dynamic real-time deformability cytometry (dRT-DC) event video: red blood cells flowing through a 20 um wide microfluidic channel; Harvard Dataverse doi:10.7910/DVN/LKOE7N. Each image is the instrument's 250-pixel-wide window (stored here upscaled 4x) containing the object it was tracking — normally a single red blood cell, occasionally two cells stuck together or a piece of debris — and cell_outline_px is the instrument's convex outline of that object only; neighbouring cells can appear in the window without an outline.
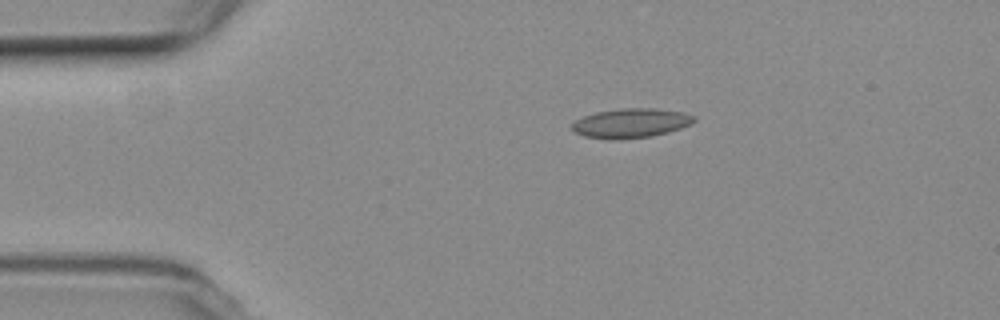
{"species": "common noctule bat (a hibernating species)", "species_latin": "Nyctalus noctula", "temperature_condition": "room temperature", "stored_images_in_passage": 47, "camera_frame_rate_fps": 3000, "um_per_image_px": 0.085, "animal": {"sex": "female", "body_mass_g": 19.3, "forearm_length_mm": 54.1}, "frame": {"image": 1, "passage_image": 1, "time_ms": 0.0, "image_size_px": [1000, 320], "cell_outline_px": [[696, 120], [680, 128], [668, 132], [648, 136], [612, 140], [584, 136], [576, 132], [572, 128], [572, 120], [596, 112], [624, 108], [656, 108], [680, 112], [696, 116]], "centroid_in_image_um": [53.59, 10.46], "position_along_channel_um": 31.4, "area_um2": 20.69}}
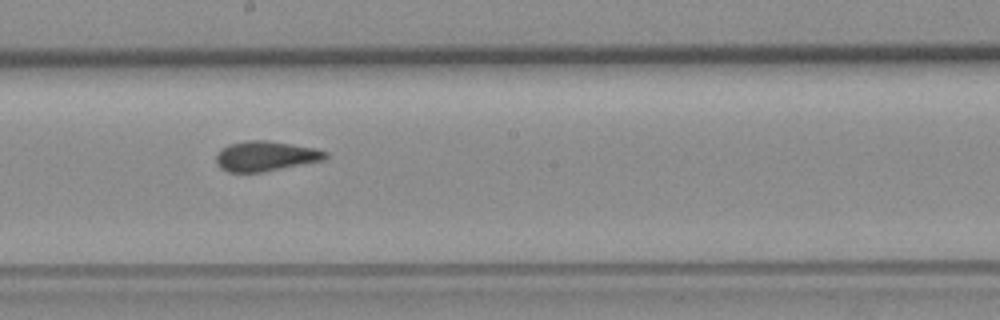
{"frame": {"image": 2, "passage_image": 21, "time_ms": 6.667, "image_size_px": [1000, 320], "cell_outline_px": [[328, 156], [324, 160], [264, 172], [228, 172], [220, 168], [216, 164], [216, 152], [220, 148], [228, 144], [244, 140], [268, 140], [312, 148], [328, 152]], "centroid_in_image_um": [22.52, 13.27], "position_along_channel_um": 225.7, "area_um2": 19.31}}
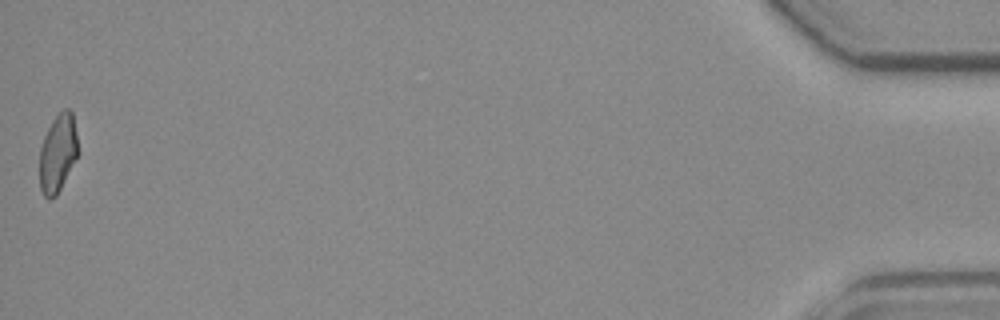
{"frame": {"image": 3, "passage_image": 47, "time_ms": 15.333, "image_size_px": [1000, 320], "cell_outline_px": [[80, 152], [56, 196], [52, 200], [48, 200], [44, 196], [40, 188], [40, 148], [44, 136], [52, 120], [64, 108], [68, 108], [72, 112]], "centroid_in_image_um": [4.93, 13.03], "position_along_channel_um": 430.3, "area_um2": 17.63}, "authors_computed_cell_mechanics": {"area_um2": 19.0162, "velocity_mm_per_s": 3.5845, "shape_relaxation_time_tau1_ms": null, "shape_relaxation_time_tau2_ms": 1.4412, "deformation_change_tau1": null, "deformation_change_tau2": 0.0663}}